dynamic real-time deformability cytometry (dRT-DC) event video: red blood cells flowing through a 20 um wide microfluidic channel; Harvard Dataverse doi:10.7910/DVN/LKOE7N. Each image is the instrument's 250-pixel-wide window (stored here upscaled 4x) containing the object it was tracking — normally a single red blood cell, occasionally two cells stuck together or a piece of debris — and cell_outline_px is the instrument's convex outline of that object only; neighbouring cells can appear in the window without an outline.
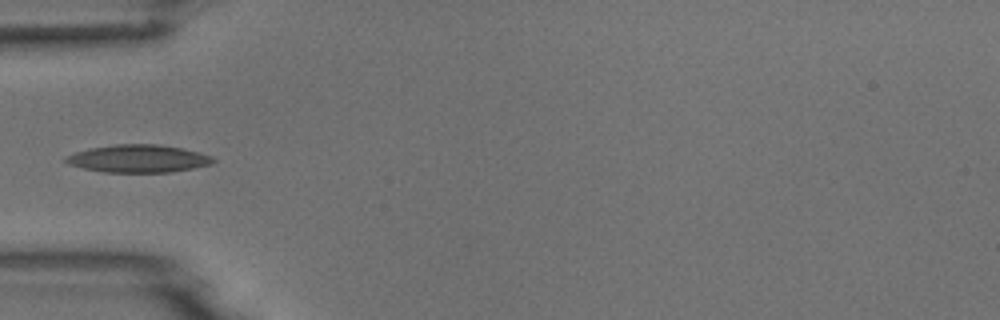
{"species": "common noctule bat (a hibernating species)", "species_latin": "Nyctalus noctula", "temperature_condition": "room temperature", "stored_images_in_passage": 5, "camera_frame_rate_fps": 3000, "um_per_image_px": 0.085, "animal": {"sex": "male", "body_mass_g": 18.8}, "frame": {"image": 1, "passage_image": 5, "time_ms": 5.333, "image_size_px": [1000, 320], "cell_outline_px": [[216, 160], [212, 164], [172, 172], [104, 172], [84, 168], [68, 164], [64, 160], [64, 156], [88, 148], [116, 144], [156, 144], [180, 148], [200, 152], [212, 156]], "centroid_in_image_um": [11.75, 13.48], "position_along_channel_um": 73.3, "area_um2": 23.76}}